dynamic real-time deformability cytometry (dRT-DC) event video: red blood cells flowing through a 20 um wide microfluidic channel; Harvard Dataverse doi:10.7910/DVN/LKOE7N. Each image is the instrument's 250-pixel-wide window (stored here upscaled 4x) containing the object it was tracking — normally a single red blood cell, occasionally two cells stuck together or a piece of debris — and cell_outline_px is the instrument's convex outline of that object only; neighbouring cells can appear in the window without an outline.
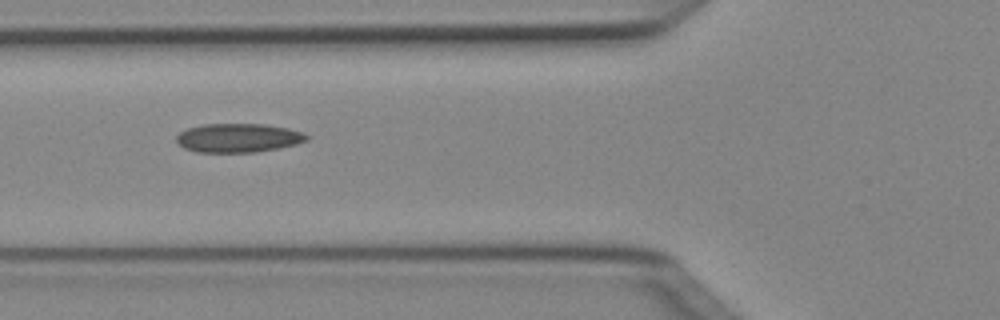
{"species": "Egyptian fruit bat (a non-hibernating species)", "species_latin": "Rousettus aegyptiacus", "temperature_condition": "cold", "stored_images_in_passage": 9, "camera_frame_rate_fps": 3000, "um_per_image_px": 0.085, "animal": {"sex": "female"}, "frame": {"image": 1, "passage_image": 6, "time_ms": 1.667, "image_size_px": [1000, 320], "cell_outline_px": [[308, 140], [296, 144], [256, 152], [196, 152], [184, 148], [176, 140], [176, 136], [180, 132], [188, 128], [204, 124], [264, 124], [288, 128], [304, 132], [308, 136]], "centroid_in_image_um": [20.26, 11.72], "position_along_channel_um": 105.5, "area_um2": 21.85}}
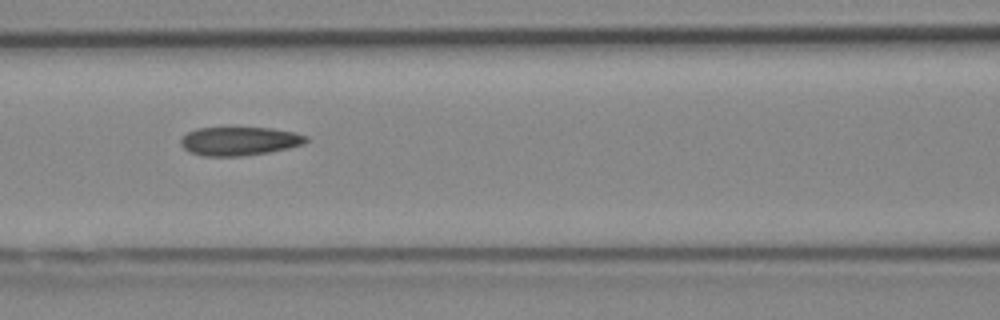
{"frame": {"image": 2, "passage_image": 7, "time_ms": 2.0, "image_size_px": [1000, 320], "cell_outline_px": [[308, 140], [304, 144], [288, 148], [268, 152], [244, 156], [204, 156], [188, 152], [180, 144], [180, 140], [188, 132], [196, 128], [272, 128], [292, 132], [308, 136]], "centroid_in_image_um": [20.34, 12.0], "position_along_channel_um": 146.3, "area_um2": 20.87}}
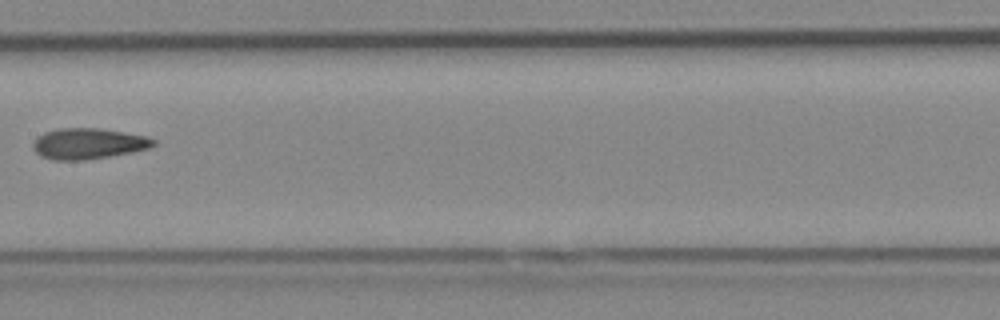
{"frame": {"image": 3, "passage_image": 8, "time_ms": 2.333, "image_size_px": [1000, 320], "cell_outline_px": [[156, 144], [148, 148], [132, 152], [84, 160], [52, 160], [40, 156], [32, 148], [32, 144], [44, 132], [60, 128], [100, 128], [148, 136], [156, 140]], "centroid_in_image_um": [7.51, 12.2], "position_along_channel_um": 199.9, "area_um2": 21.62}}